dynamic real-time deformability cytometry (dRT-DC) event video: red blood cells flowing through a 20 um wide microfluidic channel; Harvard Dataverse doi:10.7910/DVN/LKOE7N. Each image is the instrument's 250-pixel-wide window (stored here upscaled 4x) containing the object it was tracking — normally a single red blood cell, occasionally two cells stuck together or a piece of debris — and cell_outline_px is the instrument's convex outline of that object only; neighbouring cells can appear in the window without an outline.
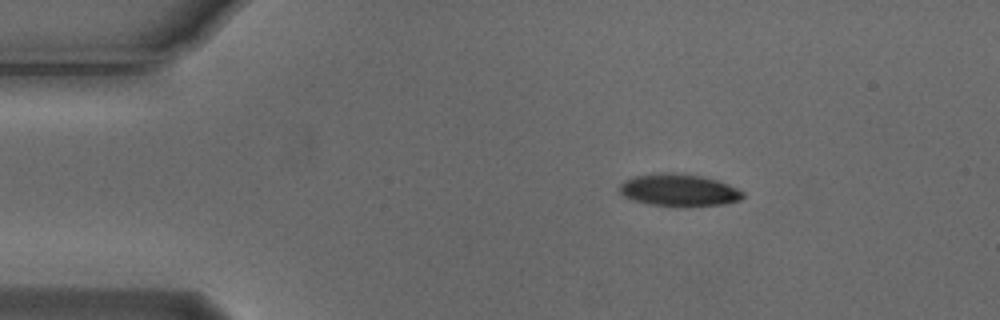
{"species": "Egyptian fruit bat (a non-hibernating species)", "species_latin": "Rousettus aegyptiacus", "temperature_condition": "cold", "stored_images_in_passage": 46, "camera_frame_rate_fps": 3000, "um_per_image_px": 0.085, "animal": {"sex": "male"}, "frame": {"image": 1, "passage_image": 1, "time_ms": 0.0, "image_size_px": [1000, 320], "cell_outline_px": [[744, 196], [740, 200], [724, 204], [648, 204], [632, 200], [624, 196], [620, 192], [620, 184], [636, 176], [700, 176], [716, 180], [728, 184], [744, 192]], "centroid_in_image_um": [57.75, 16.19], "position_along_channel_um": 27.2, "area_um2": 21.21}}
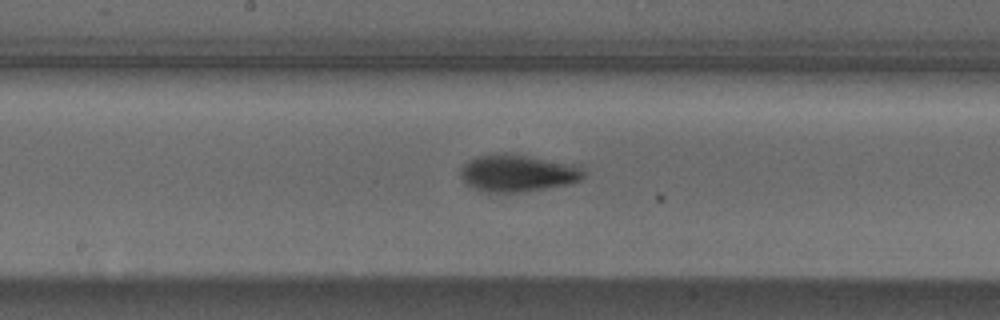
{"frame": {"image": 2, "passage_image": 20, "time_ms": 6.333, "image_size_px": [1000, 320], "cell_outline_px": [[584, 176], [580, 180], [572, 184], [520, 192], [484, 192], [472, 188], [464, 184], [460, 176], [460, 172], [464, 164], [480, 156], [492, 152], [504, 152], [572, 164], [584, 168]], "centroid_in_image_um": [43.98, 14.72], "position_along_channel_um": 204.2, "area_um2": 26.76}}
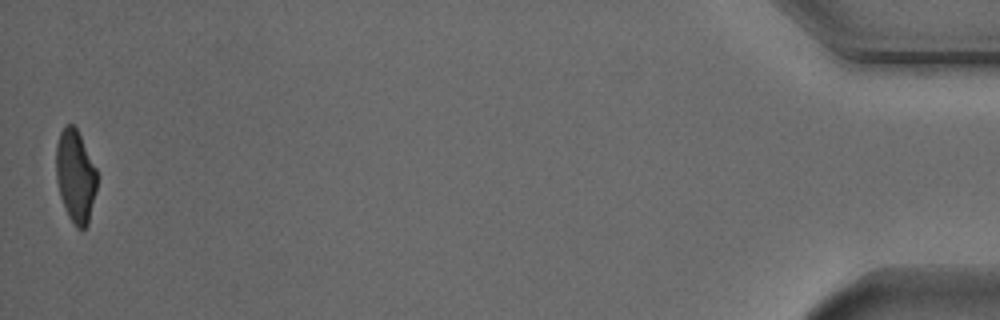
{"frame": {"image": 3, "passage_image": 46, "time_ms": 15.0, "image_size_px": [1000, 320], "cell_outline_px": [[96, 192], [88, 224], [84, 228], [76, 228], [68, 216], [60, 196], [56, 180], [56, 144], [60, 132], [64, 124], [72, 124], [76, 128], [96, 168]], "centroid_in_image_um": [6.4, 14.97], "position_along_channel_um": 428.8, "area_um2": 22.02}, "authors_computed_cell_mechanics": {"area_um2": 24.4494, "velocity_mm_per_s": 3.7403, "shape_relaxation_time_tau1_ms": 2.5493, "shape_relaxation_time_tau2_ms": 6.0881, "deformation_change_tau1": 0.119, "deformation_change_tau2": 0.0915}}